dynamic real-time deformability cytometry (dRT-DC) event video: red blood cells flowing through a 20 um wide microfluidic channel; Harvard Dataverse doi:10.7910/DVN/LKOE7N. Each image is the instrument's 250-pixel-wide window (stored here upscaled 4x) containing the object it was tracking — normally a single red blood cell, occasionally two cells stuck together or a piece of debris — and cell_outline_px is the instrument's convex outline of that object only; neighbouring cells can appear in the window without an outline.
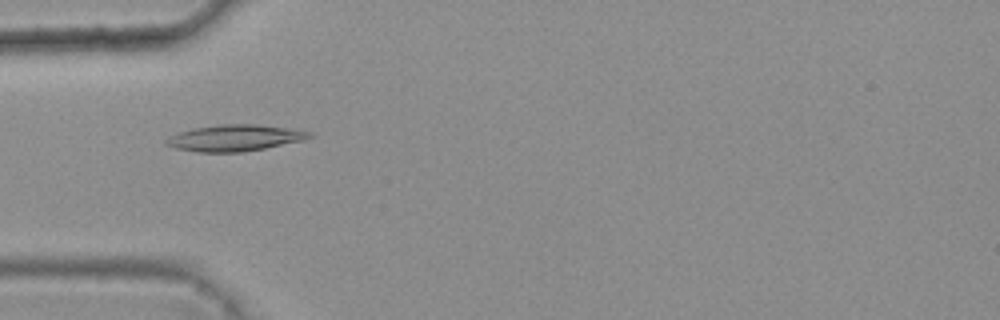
{"species": "common noctule bat (a hibernating species)", "species_latin": "Nyctalus noctula", "temperature_condition": "warm", "stored_images_in_passage": 47, "camera_frame_rate_fps": 3000, "um_per_image_px": 0.085, "animal": {"sex": "female", "body_mass_g": 25.1}, "frame": {"image": 1, "passage_image": 16, "time_ms": 5.0, "image_size_px": [1000, 320], "cell_outline_px": [[316, 136], [304, 140], [264, 148], [240, 152], [196, 152], [176, 148], [164, 144], [164, 140], [168, 136], [192, 128], [220, 124], [256, 124], [296, 128], [312, 132]], "centroid_in_image_um": [19.99, 11.71], "position_along_channel_um": 65.0, "area_um2": 22.31}}
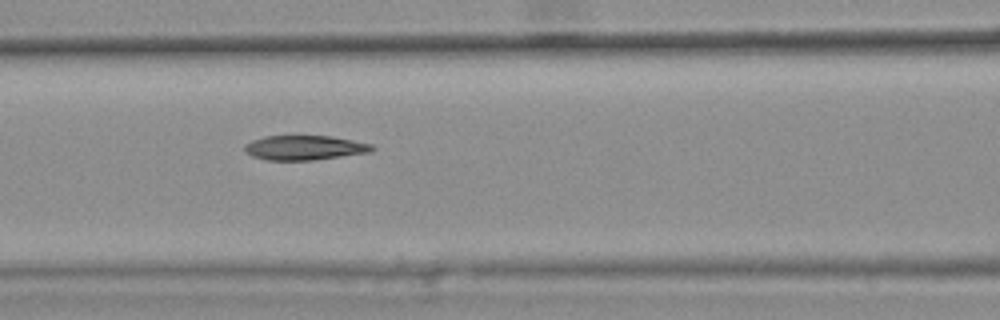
{"frame": {"image": 2, "passage_image": 22, "time_ms": 7.0, "image_size_px": [1000, 320], "cell_outline_px": [[376, 148], [368, 152], [312, 160], [268, 160], [252, 156], [244, 152], [244, 144], [252, 140], [264, 136], [332, 136], [372, 144]], "centroid_in_image_um": [25.84, 12.55], "position_along_channel_um": 140.8, "area_um2": 18.15}}
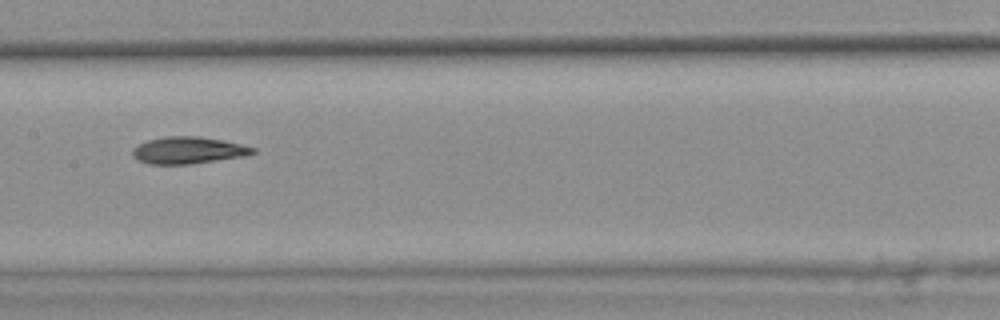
{"frame": {"image": 3, "passage_image": 26, "time_ms": 8.333, "image_size_px": [1000, 320], "cell_outline_px": [[256, 152], [244, 156], [188, 164], [148, 164], [132, 156], [132, 148], [148, 140], [164, 136], [200, 136], [224, 140], [256, 148]], "centroid_in_image_um": [15.99, 12.76], "position_along_channel_um": 191.4, "area_um2": 18.79}, "authors_computed_cell_mechanics": {"area_um2": 19.1318, "velocity_mm_per_s": 3.8026, "shape_relaxation_time_tau1_ms": null, "shape_relaxation_time_tau2_ms": 4.0154, "deformation_change_tau1": null, "deformation_change_tau2": 0.0962}}